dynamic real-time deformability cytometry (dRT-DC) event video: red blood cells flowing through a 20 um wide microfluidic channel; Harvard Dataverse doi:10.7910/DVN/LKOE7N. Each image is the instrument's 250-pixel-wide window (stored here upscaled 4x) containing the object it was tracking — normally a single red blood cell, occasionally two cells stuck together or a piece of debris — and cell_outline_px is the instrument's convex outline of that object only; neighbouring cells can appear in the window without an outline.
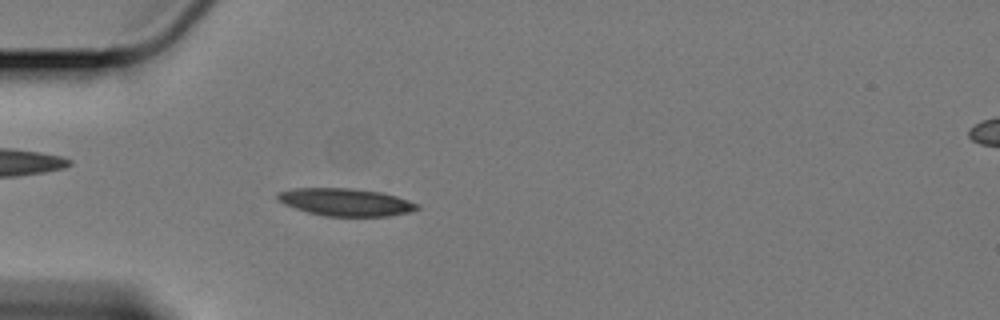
{"species": "Egyptian fruit bat (a non-hibernating species)", "species_latin": "Rousettus aegyptiacus", "temperature_condition": "cold", "stored_images_in_passage": 59, "camera_frame_rate_fps": 3000, "um_per_image_px": 0.085, "animal": {"sex": "female"}, "frame": {"image": 1, "passage_image": 17, "time_ms": 5.333, "image_size_px": [1000, 320], "cell_outline_px": [[420, 208], [408, 212], [388, 216], [324, 216], [308, 212], [284, 204], [276, 196], [276, 192], [292, 188], [352, 188], [384, 192], [420, 204]], "centroid_in_image_um": [29.39, 17.17], "position_along_channel_um": 55.6, "area_um2": 22.48}}
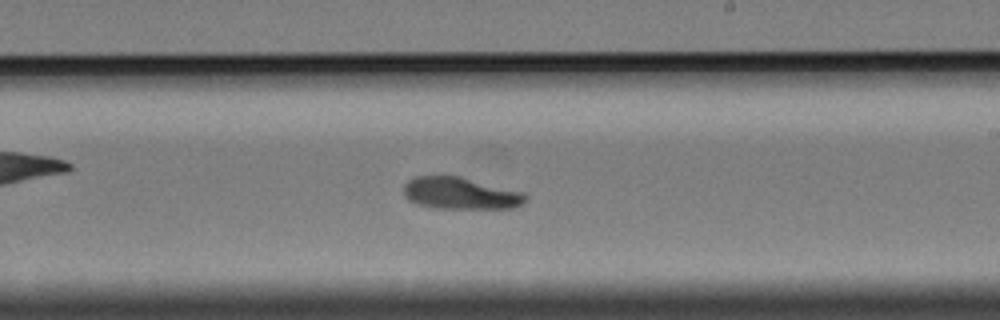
{"frame": {"image": 2, "passage_image": 35, "time_ms": 11.333, "image_size_px": [1000, 320], "cell_outline_px": [[528, 196], [520, 204], [512, 208], [432, 208], [408, 200], [404, 196], [404, 184], [408, 180], [416, 176], [460, 176], [524, 192]], "centroid_in_image_um": [39.12, 16.42], "position_along_channel_um": 249.9, "area_um2": 22.6}}
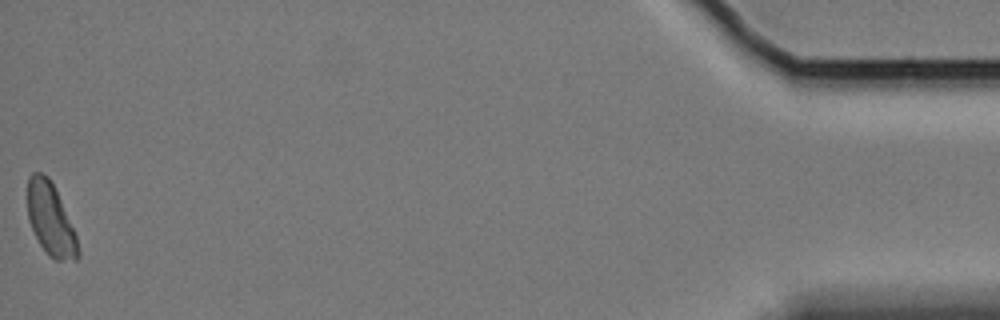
{"frame": {"image": 3, "passage_image": 59, "time_ms": 19.333, "image_size_px": [1000, 320], "cell_outline_px": [[80, 256], [76, 260], [56, 260], [40, 244], [28, 220], [28, 176], [32, 172], [40, 172], [48, 176], [60, 200], [76, 236], [80, 252]], "centroid_in_image_um": [4.29, 18.64], "position_along_channel_um": 430.9, "area_um2": 20.69}, "authors_computed_cell_mechanics": {"area_um2": 21.8484, "velocity_mm_per_s": 3.37, "shape_relaxation_time_tau1_ms": 6.4526, "shape_relaxation_time_tau2_ms": null, "deformation_change_tau1": 0.0918, "deformation_change_tau2": null}}